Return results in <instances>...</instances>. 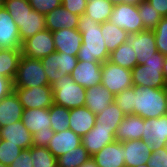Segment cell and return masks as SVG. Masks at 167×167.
Here are the masks:
<instances>
[{"mask_svg":"<svg viewBox=\"0 0 167 167\" xmlns=\"http://www.w3.org/2000/svg\"><path fill=\"white\" fill-rule=\"evenodd\" d=\"M77 30L82 38V45L77 55L78 60L101 63L109 60L110 53L104 43L100 23L83 14L79 17Z\"/></svg>","mask_w":167,"mask_h":167,"instance_id":"cell-1","label":"cell"},{"mask_svg":"<svg viewBox=\"0 0 167 167\" xmlns=\"http://www.w3.org/2000/svg\"><path fill=\"white\" fill-rule=\"evenodd\" d=\"M134 115L143 119L159 118L167 113V88L135 86Z\"/></svg>","mask_w":167,"mask_h":167,"instance_id":"cell-2","label":"cell"},{"mask_svg":"<svg viewBox=\"0 0 167 167\" xmlns=\"http://www.w3.org/2000/svg\"><path fill=\"white\" fill-rule=\"evenodd\" d=\"M164 59L165 56L157 51L144 64L136 65L131 70L133 86L167 88L163 76Z\"/></svg>","mask_w":167,"mask_h":167,"instance_id":"cell-3","label":"cell"},{"mask_svg":"<svg viewBox=\"0 0 167 167\" xmlns=\"http://www.w3.org/2000/svg\"><path fill=\"white\" fill-rule=\"evenodd\" d=\"M22 121L33 135V146L47 147L55 134L50 127L49 108L24 109Z\"/></svg>","mask_w":167,"mask_h":167,"instance_id":"cell-4","label":"cell"},{"mask_svg":"<svg viewBox=\"0 0 167 167\" xmlns=\"http://www.w3.org/2000/svg\"><path fill=\"white\" fill-rule=\"evenodd\" d=\"M54 104L74 109L85 104L86 89L64 75L52 85Z\"/></svg>","mask_w":167,"mask_h":167,"instance_id":"cell-5","label":"cell"},{"mask_svg":"<svg viewBox=\"0 0 167 167\" xmlns=\"http://www.w3.org/2000/svg\"><path fill=\"white\" fill-rule=\"evenodd\" d=\"M49 85V81L40 59L21 56L13 79V88H32Z\"/></svg>","mask_w":167,"mask_h":167,"instance_id":"cell-6","label":"cell"},{"mask_svg":"<svg viewBox=\"0 0 167 167\" xmlns=\"http://www.w3.org/2000/svg\"><path fill=\"white\" fill-rule=\"evenodd\" d=\"M101 77V84L114 96L127 88L133 87L131 70L118 66L109 60L102 63Z\"/></svg>","mask_w":167,"mask_h":167,"instance_id":"cell-7","label":"cell"},{"mask_svg":"<svg viewBox=\"0 0 167 167\" xmlns=\"http://www.w3.org/2000/svg\"><path fill=\"white\" fill-rule=\"evenodd\" d=\"M40 60L50 86L62 76L70 75L78 62L77 56L65 52H53Z\"/></svg>","mask_w":167,"mask_h":167,"instance_id":"cell-8","label":"cell"},{"mask_svg":"<svg viewBox=\"0 0 167 167\" xmlns=\"http://www.w3.org/2000/svg\"><path fill=\"white\" fill-rule=\"evenodd\" d=\"M109 22L124 29L129 35L145 31L137 5L114 4Z\"/></svg>","mask_w":167,"mask_h":167,"instance_id":"cell-9","label":"cell"},{"mask_svg":"<svg viewBox=\"0 0 167 167\" xmlns=\"http://www.w3.org/2000/svg\"><path fill=\"white\" fill-rule=\"evenodd\" d=\"M23 109L49 108L53 103V91L50 85L32 88H13Z\"/></svg>","mask_w":167,"mask_h":167,"instance_id":"cell-10","label":"cell"},{"mask_svg":"<svg viewBox=\"0 0 167 167\" xmlns=\"http://www.w3.org/2000/svg\"><path fill=\"white\" fill-rule=\"evenodd\" d=\"M56 52L52 32L48 29L39 31L22 42L21 53L32 59H42Z\"/></svg>","mask_w":167,"mask_h":167,"instance_id":"cell-11","label":"cell"},{"mask_svg":"<svg viewBox=\"0 0 167 167\" xmlns=\"http://www.w3.org/2000/svg\"><path fill=\"white\" fill-rule=\"evenodd\" d=\"M142 141H145L151 151L155 152L167 146V116L144 119Z\"/></svg>","mask_w":167,"mask_h":167,"instance_id":"cell-12","label":"cell"},{"mask_svg":"<svg viewBox=\"0 0 167 167\" xmlns=\"http://www.w3.org/2000/svg\"><path fill=\"white\" fill-rule=\"evenodd\" d=\"M70 76L85 89L101 84L102 63L78 60Z\"/></svg>","mask_w":167,"mask_h":167,"instance_id":"cell-13","label":"cell"},{"mask_svg":"<svg viewBox=\"0 0 167 167\" xmlns=\"http://www.w3.org/2000/svg\"><path fill=\"white\" fill-rule=\"evenodd\" d=\"M22 42L16 23L5 9L0 8V49H21Z\"/></svg>","mask_w":167,"mask_h":167,"instance_id":"cell-14","label":"cell"},{"mask_svg":"<svg viewBox=\"0 0 167 167\" xmlns=\"http://www.w3.org/2000/svg\"><path fill=\"white\" fill-rule=\"evenodd\" d=\"M128 41L136 53L138 64H144L145 60L153 57V54L158 51L153 30L131 34Z\"/></svg>","mask_w":167,"mask_h":167,"instance_id":"cell-15","label":"cell"},{"mask_svg":"<svg viewBox=\"0 0 167 167\" xmlns=\"http://www.w3.org/2000/svg\"><path fill=\"white\" fill-rule=\"evenodd\" d=\"M56 52L77 56L82 45L81 33L75 29H60L52 32Z\"/></svg>","mask_w":167,"mask_h":167,"instance_id":"cell-16","label":"cell"},{"mask_svg":"<svg viewBox=\"0 0 167 167\" xmlns=\"http://www.w3.org/2000/svg\"><path fill=\"white\" fill-rule=\"evenodd\" d=\"M124 147V162L126 167H136L147 164L151 156V147L142 140H130L122 142Z\"/></svg>","mask_w":167,"mask_h":167,"instance_id":"cell-17","label":"cell"},{"mask_svg":"<svg viewBox=\"0 0 167 167\" xmlns=\"http://www.w3.org/2000/svg\"><path fill=\"white\" fill-rule=\"evenodd\" d=\"M98 167H126L122 142L107 144L99 152L91 156Z\"/></svg>","mask_w":167,"mask_h":167,"instance_id":"cell-18","label":"cell"},{"mask_svg":"<svg viewBox=\"0 0 167 167\" xmlns=\"http://www.w3.org/2000/svg\"><path fill=\"white\" fill-rule=\"evenodd\" d=\"M114 141L115 131L112 128L105 127H93L82 137V145L91 156Z\"/></svg>","mask_w":167,"mask_h":167,"instance_id":"cell-19","label":"cell"},{"mask_svg":"<svg viewBox=\"0 0 167 167\" xmlns=\"http://www.w3.org/2000/svg\"><path fill=\"white\" fill-rule=\"evenodd\" d=\"M79 17L61 5L45 15L46 29L51 32L60 29H75L78 26Z\"/></svg>","mask_w":167,"mask_h":167,"instance_id":"cell-20","label":"cell"},{"mask_svg":"<svg viewBox=\"0 0 167 167\" xmlns=\"http://www.w3.org/2000/svg\"><path fill=\"white\" fill-rule=\"evenodd\" d=\"M13 20L17 25L21 42L46 29L45 15L35 9H32L26 16L16 17Z\"/></svg>","mask_w":167,"mask_h":167,"instance_id":"cell-21","label":"cell"},{"mask_svg":"<svg viewBox=\"0 0 167 167\" xmlns=\"http://www.w3.org/2000/svg\"><path fill=\"white\" fill-rule=\"evenodd\" d=\"M32 136L22 120L0 128V139L18 145L22 149H28L33 146Z\"/></svg>","mask_w":167,"mask_h":167,"instance_id":"cell-22","label":"cell"},{"mask_svg":"<svg viewBox=\"0 0 167 167\" xmlns=\"http://www.w3.org/2000/svg\"><path fill=\"white\" fill-rule=\"evenodd\" d=\"M81 144L82 137L77 135L71 129H66L62 132H55L54 136L50 139L47 148L56 158H58Z\"/></svg>","mask_w":167,"mask_h":167,"instance_id":"cell-23","label":"cell"},{"mask_svg":"<svg viewBox=\"0 0 167 167\" xmlns=\"http://www.w3.org/2000/svg\"><path fill=\"white\" fill-rule=\"evenodd\" d=\"M115 96L102 84L86 89L85 104L92 113L98 114L114 102Z\"/></svg>","mask_w":167,"mask_h":167,"instance_id":"cell-24","label":"cell"},{"mask_svg":"<svg viewBox=\"0 0 167 167\" xmlns=\"http://www.w3.org/2000/svg\"><path fill=\"white\" fill-rule=\"evenodd\" d=\"M23 106L12 91L0 100V128L22 120Z\"/></svg>","mask_w":167,"mask_h":167,"instance_id":"cell-25","label":"cell"},{"mask_svg":"<svg viewBox=\"0 0 167 167\" xmlns=\"http://www.w3.org/2000/svg\"><path fill=\"white\" fill-rule=\"evenodd\" d=\"M144 127V119L138 115H126L117 127L115 141L124 142L141 140Z\"/></svg>","mask_w":167,"mask_h":167,"instance_id":"cell-26","label":"cell"},{"mask_svg":"<svg viewBox=\"0 0 167 167\" xmlns=\"http://www.w3.org/2000/svg\"><path fill=\"white\" fill-rule=\"evenodd\" d=\"M95 119L96 114L85 106L70 109L69 129L83 137L94 127Z\"/></svg>","mask_w":167,"mask_h":167,"instance_id":"cell-27","label":"cell"},{"mask_svg":"<svg viewBox=\"0 0 167 167\" xmlns=\"http://www.w3.org/2000/svg\"><path fill=\"white\" fill-rule=\"evenodd\" d=\"M101 33L109 53L128 41L129 34L122 28L107 21L101 24Z\"/></svg>","mask_w":167,"mask_h":167,"instance_id":"cell-28","label":"cell"},{"mask_svg":"<svg viewBox=\"0 0 167 167\" xmlns=\"http://www.w3.org/2000/svg\"><path fill=\"white\" fill-rule=\"evenodd\" d=\"M124 118L125 114L114 101L103 111L96 114L94 127L112 128L116 132L117 127Z\"/></svg>","mask_w":167,"mask_h":167,"instance_id":"cell-29","label":"cell"},{"mask_svg":"<svg viewBox=\"0 0 167 167\" xmlns=\"http://www.w3.org/2000/svg\"><path fill=\"white\" fill-rule=\"evenodd\" d=\"M21 56V49H0V76L13 81Z\"/></svg>","mask_w":167,"mask_h":167,"instance_id":"cell-30","label":"cell"},{"mask_svg":"<svg viewBox=\"0 0 167 167\" xmlns=\"http://www.w3.org/2000/svg\"><path fill=\"white\" fill-rule=\"evenodd\" d=\"M109 61L130 70L138 65L136 53L129 41L124 42L112 51L109 56Z\"/></svg>","mask_w":167,"mask_h":167,"instance_id":"cell-31","label":"cell"},{"mask_svg":"<svg viewBox=\"0 0 167 167\" xmlns=\"http://www.w3.org/2000/svg\"><path fill=\"white\" fill-rule=\"evenodd\" d=\"M114 3L110 0H88L85 14L102 24L109 21Z\"/></svg>","mask_w":167,"mask_h":167,"instance_id":"cell-32","label":"cell"},{"mask_svg":"<svg viewBox=\"0 0 167 167\" xmlns=\"http://www.w3.org/2000/svg\"><path fill=\"white\" fill-rule=\"evenodd\" d=\"M91 155L81 144L57 158V167H80Z\"/></svg>","mask_w":167,"mask_h":167,"instance_id":"cell-33","label":"cell"},{"mask_svg":"<svg viewBox=\"0 0 167 167\" xmlns=\"http://www.w3.org/2000/svg\"><path fill=\"white\" fill-rule=\"evenodd\" d=\"M50 127L54 132H62L69 129L70 109L52 104L49 107Z\"/></svg>","mask_w":167,"mask_h":167,"instance_id":"cell-34","label":"cell"},{"mask_svg":"<svg viewBox=\"0 0 167 167\" xmlns=\"http://www.w3.org/2000/svg\"><path fill=\"white\" fill-rule=\"evenodd\" d=\"M137 7L144 29L154 30L162 19V16L154 9L148 0H142Z\"/></svg>","mask_w":167,"mask_h":167,"instance_id":"cell-35","label":"cell"},{"mask_svg":"<svg viewBox=\"0 0 167 167\" xmlns=\"http://www.w3.org/2000/svg\"><path fill=\"white\" fill-rule=\"evenodd\" d=\"M33 167H57V158L47 147L31 146Z\"/></svg>","mask_w":167,"mask_h":167,"instance_id":"cell-36","label":"cell"},{"mask_svg":"<svg viewBox=\"0 0 167 167\" xmlns=\"http://www.w3.org/2000/svg\"><path fill=\"white\" fill-rule=\"evenodd\" d=\"M134 92L135 86L127 88L115 95V103L126 115H134Z\"/></svg>","mask_w":167,"mask_h":167,"instance_id":"cell-37","label":"cell"},{"mask_svg":"<svg viewBox=\"0 0 167 167\" xmlns=\"http://www.w3.org/2000/svg\"><path fill=\"white\" fill-rule=\"evenodd\" d=\"M22 150L18 145L0 139V163L6 166L11 165Z\"/></svg>","mask_w":167,"mask_h":167,"instance_id":"cell-38","label":"cell"},{"mask_svg":"<svg viewBox=\"0 0 167 167\" xmlns=\"http://www.w3.org/2000/svg\"><path fill=\"white\" fill-rule=\"evenodd\" d=\"M4 7L13 19L24 17L33 9L28 0H5Z\"/></svg>","mask_w":167,"mask_h":167,"instance_id":"cell-39","label":"cell"},{"mask_svg":"<svg viewBox=\"0 0 167 167\" xmlns=\"http://www.w3.org/2000/svg\"><path fill=\"white\" fill-rule=\"evenodd\" d=\"M157 50L167 56V17H163L153 30Z\"/></svg>","mask_w":167,"mask_h":167,"instance_id":"cell-40","label":"cell"},{"mask_svg":"<svg viewBox=\"0 0 167 167\" xmlns=\"http://www.w3.org/2000/svg\"><path fill=\"white\" fill-rule=\"evenodd\" d=\"M33 7L43 15L62 5L61 0H28Z\"/></svg>","mask_w":167,"mask_h":167,"instance_id":"cell-41","label":"cell"},{"mask_svg":"<svg viewBox=\"0 0 167 167\" xmlns=\"http://www.w3.org/2000/svg\"><path fill=\"white\" fill-rule=\"evenodd\" d=\"M149 167H167V146L151 153Z\"/></svg>","mask_w":167,"mask_h":167,"instance_id":"cell-42","label":"cell"},{"mask_svg":"<svg viewBox=\"0 0 167 167\" xmlns=\"http://www.w3.org/2000/svg\"><path fill=\"white\" fill-rule=\"evenodd\" d=\"M65 9L69 10L72 14L83 15L85 14L87 0H61Z\"/></svg>","mask_w":167,"mask_h":167,"instance_id":"cell-43","label":"cell"},{"mask_svg":"<svg viewBox=\"0 0 167 167\" xmlns=\"http://www.w3.org/2000/svg\"><path fill=\"white\" fill-rule=\"evenodd\" d=\"M9 167H33L31 160V147L23 149Z\"/></svg>","mask_w":167,"mask_h":167,"instance_id":"cell-44","label":"cell"},{"mask_svg":"<svg viewBox=\"0 0 167 167\" xmlns=\"http://www.w3.org/2000/svg\"><path fill=\"white\" fill-rule=\"evenodd\" d=\"M13 91V81L7 77L0 76V100Z\"/></svg>","mask_w":167,"mask_h":167,"instance_id":"cell-45","label":"cell"},{"mask_svg":"<svg viewBox=\"0 0 167 167\" xmlns=\"http://www.w3.org/2000/svg\"><path fill=\"white\" fill-rule=\"evenodd\" d=\"M148 2L156 9L163 17H167V0H148Z\"/></svg>","mask_w":167,"mask_h":167,"instance_id":"cell-46","label":"cell"},{"mask_svg":"<svg viewBox=\"0 0 167 167\" xmlns=\"http://www.w3.org/2000/svg\"><path fill=\"white\" fill-rule=\"evenodd\" d=\"M114 4H131L138 5L142 0H110Z\"/></svg>","mask_w":167,"mask_h":167,"instance_id":"cell-47","label":"cell"},{"mask_svg":"<svg viewBox=\"0 0 167 167\" xmlns=\"http://www.w3.org/2000/svg\"><path fill=\"white\" fill-rule=\"evenodd\" d=\"M80 167H98L96 165L95 160L90 157L85 163H83Z\"/></svg>","mask_w":167,"mask_h":167,"instance_id":"cell-48","label":"cell"},{"mask_svg":"<svg viewBox=\"0 0 167 167\" xmlns=\"http://www.w3.org/2000/svg\"><path fill=\"white\" fill-rule=\"evenodd\" d=\"M163 76L167 85V56H165V59H164Z\"/></svg>","mask_w":167,"mask_h":167,"instance_id":"cell-49","label":"cell"},{"mask_svg":"<svg viewBox=\"0 0 167 167\" xmlns=\"http://www.w3.org/2000/svg\"><path fill=\"white\" fill-rule=\"evenodd\" d=\"M5 0H0V8L4 7Z\"/></svg>","mask_w":167,"mask_h":167,"instance_id":"cell-50","label":"cell"},{"mask_svg":"<svg viewBox=\"0 0 167 167\" xmlns=\"http://www.w3.org/2000/svg\"><path fill=\"white\" fill-rule=\"evenodd\" d=\"M136 167H149L148 164H141V165H138Z\"/></svg>","mask_w":167,"mask_h":167,"instance_id":"cell-51","label":"cell"},{"mask_svg":"<svg viewBox=\"0 0 167 167\" xmlns=\"http://www.w3.org/2000/svg\"><path fill=\"white\" fill-rule=\"evenodd\" d=\"M0 167H9V166H6V165H3V164L0 163Z\"/></svg>","mask_w":167,"mask_h":167,"instance_id":"cell-52","label":"cell"}]
</instances>
